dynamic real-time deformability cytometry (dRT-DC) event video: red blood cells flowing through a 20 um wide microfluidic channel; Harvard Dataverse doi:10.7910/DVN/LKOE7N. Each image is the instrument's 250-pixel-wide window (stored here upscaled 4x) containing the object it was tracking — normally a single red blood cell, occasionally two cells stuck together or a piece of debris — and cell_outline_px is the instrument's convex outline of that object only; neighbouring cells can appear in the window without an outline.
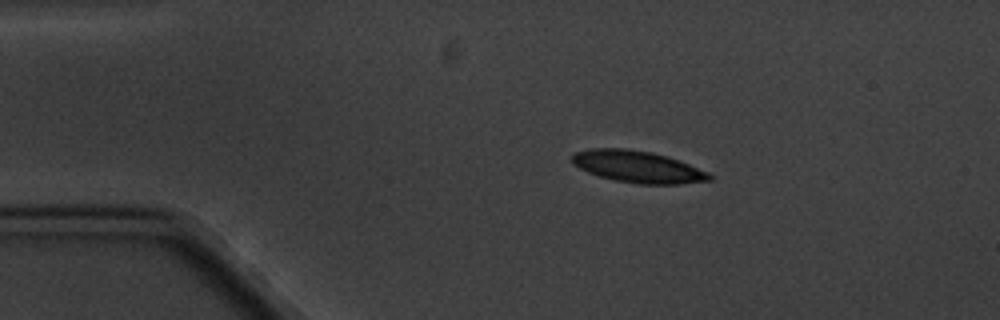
{"species": "common noctule bat (a hibernating species)", "species_latin": "Nyctalus noctula", "temperature_condition": "cold", "stored_images_in_passage": 3, "camera_frame_rate_fps": 3000, "um_per_image_px": 0.085, "animal": {"sex": "male", "body_mass_g": 20.1, "forearm_length_mm": 53.5}, "frame": {"image": 1, "passage_image": 2, "time_ms": 1.0, "image_size_px": [1000, 320], "cell_outline_px": [[712, 180], [680, 184], [640, 184], [616, 180], [600, 176], [588, 172], [572, 164], [572, 156], [576, 152], [592, 148], [624, 148], [652, 152], [688, 164], [708, 172], [712, 176]], "centroid_in_image_um": [54.2, 14.17], "position_along_channel_um": 30.8, "area_um2": 25.14}}